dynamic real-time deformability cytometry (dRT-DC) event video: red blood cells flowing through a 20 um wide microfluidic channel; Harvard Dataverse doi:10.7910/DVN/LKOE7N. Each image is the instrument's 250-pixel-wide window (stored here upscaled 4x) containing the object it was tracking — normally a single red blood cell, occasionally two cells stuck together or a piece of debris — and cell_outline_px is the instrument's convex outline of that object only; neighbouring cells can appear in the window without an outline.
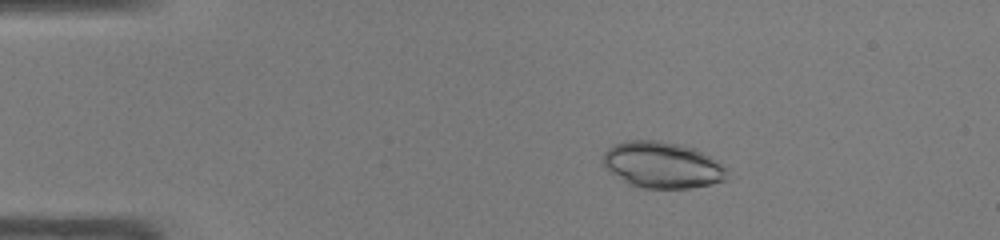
{"species": "common noctule bat (a hibernating species)", "species_latin": "Nyctalus noctula", "temperature_condition": "warm", "stored_images_in_passage": 40, "camera_frame_rate_fps": 3000, "um_per_image_px": 0.085, "animal": {"sex": "male", "body_mass_g": 19.0, "forearm_length_mm": 50.8}, "frame": {"image": 1, "passage_image": 1, "time_ms": 0.0, "image_size_px": [1000, 240], "cell_outline_px": [[728, 180], [712, 184], [688, 188], [644, 188], [628, 184], [612, 172], [604, 164], [604, 152], [612, 144], [624, 140], [660, 140], [684, 144], [696, 148], [704, 152], [716, 160], [724, 168]], "centroid_in_image_um": [56.31, 14.0], "position_along_channel_um": 28.7, "area_um2": 33.58}}
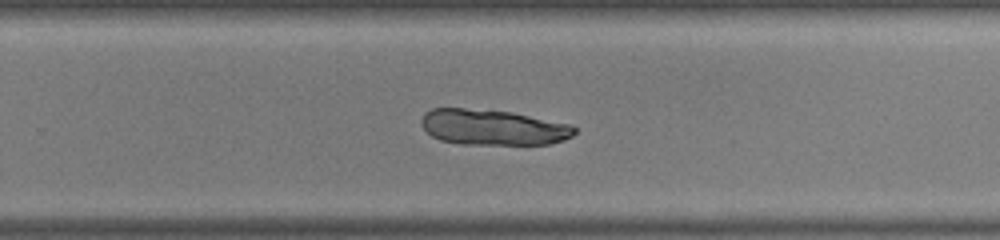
{"frame": {"image": 2, "passage_image": 24, "time_ms": 7.667, "image_size_px": [1000, 240], "cell_outline_px": [[576, 132], [572, 136], [564, 140], [548, 144], [460, 144], [440, 140], [432, 136], [420, 124], [420, 120], [424, 112], [432, 108], [464, 108], [512, 112], [572, 124], [576, 128]], "centroid_in_image_um": [41.89, 10.82], "position_along_channel_um": 287.9, "area_um2": 31.96}}
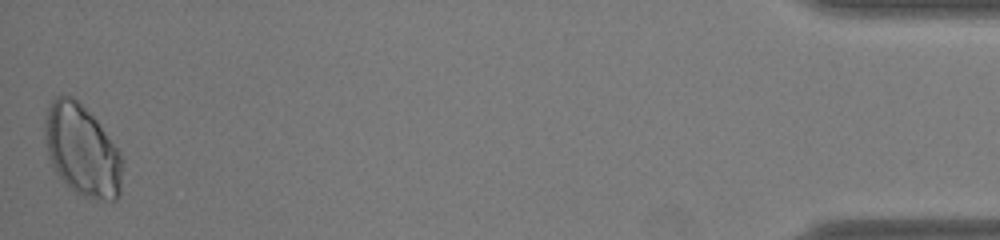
{"frame": {"image": 3, "passage_image": 40, "time_ms": 13.0, "image_size_px": [1000, 240], "cell_outline_px": [[124, 164], [120, 196], [116, 200], [96, 200], [84, 196], [76, 192], [56, 172], [48, 156], [44, 132], [44, 120], [48, 104], [56, 96], [72, 96], [96, 120], [120, 152], [124, 160]], "centroid_in_image_um": [7.0, 12.8], "position_along_channel_um": 428.2, "area_um2": 41.21}}